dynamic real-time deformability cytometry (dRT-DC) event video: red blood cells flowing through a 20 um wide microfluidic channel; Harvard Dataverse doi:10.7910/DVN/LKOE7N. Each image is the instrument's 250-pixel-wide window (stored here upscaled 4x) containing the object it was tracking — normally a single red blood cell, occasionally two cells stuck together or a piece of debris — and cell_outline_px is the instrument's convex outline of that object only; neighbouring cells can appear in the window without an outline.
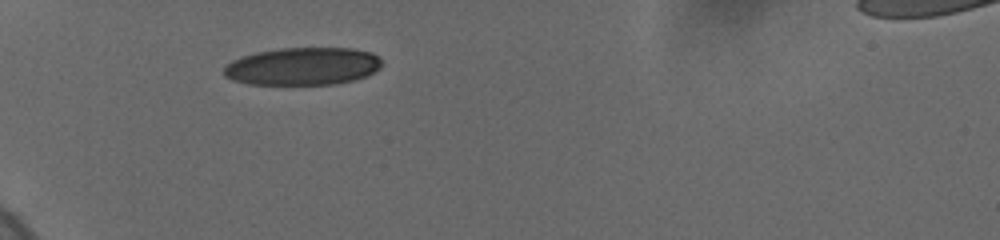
{"species": "human", "species_latin": "Homo sapiens", "temperature_condition": "cold", "stored_images_in_passage": 19, "camera_frame_rate_fps": 3000, "um_per_image_px": 0.085, "donor": {"sex": "female"}, "frame": {"image": 1, "passage_image": 1, "time_ms": 0.0, "image_size_px": [1000, 240], "cell_outline_px": [[384, 64], [380, 68], [368, 76], [356, 80], [336, 84], [248, 84], [232, 80], [224, 76], [224, 64], [240, 56], [256, 52], [280, 48], [352, 48], [372, 52], [380, 56]], "centroid_in_image_um": [25.76, 5.63], "position_along_channel_um": 59.2, "area_um2": 35.26}}
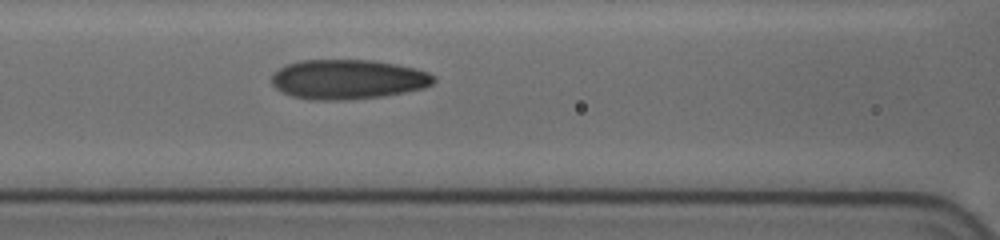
{"frame": {"image": 2, "passage_image": 9, "time_ms": 2.667, "image_size_px": [1000, 240], "cell_outline_px": [[436, 80], [432, 84], [424, 88], [384, 96], [348, 100], [316, 100], [292, 96], [276, 88], [272, 84], [272, 76], [280, 68], [288, 64], [300, 60], [372, 60], [396, 64], [416, 68], [428, 72], [436, 76]], "centroid_in_image_um": [29.62, 6.74], "position_along_channel_um": 137.0, "area_um2": 37.45}}
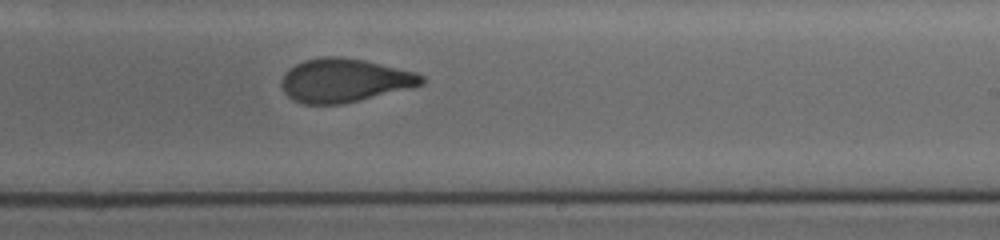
{"frame": {"image": 3, "passage_image": 19, "time_ms": 6.0, "image_size_px": [1000, 240], "cell_outline_px": [[424, 84], [412, 88], [340, 104], [304, 104], [292, 100], [284, 92], [280, 84], [284, 72], [296, 64], [304, 60], [320, 56], [340, 56], [364, 60], [416, 72], [424, 76]], "centroid_in_image_um": [29.26, 6.82], "position_along_channel_um": 259.7, "area_um2": 35.72}}